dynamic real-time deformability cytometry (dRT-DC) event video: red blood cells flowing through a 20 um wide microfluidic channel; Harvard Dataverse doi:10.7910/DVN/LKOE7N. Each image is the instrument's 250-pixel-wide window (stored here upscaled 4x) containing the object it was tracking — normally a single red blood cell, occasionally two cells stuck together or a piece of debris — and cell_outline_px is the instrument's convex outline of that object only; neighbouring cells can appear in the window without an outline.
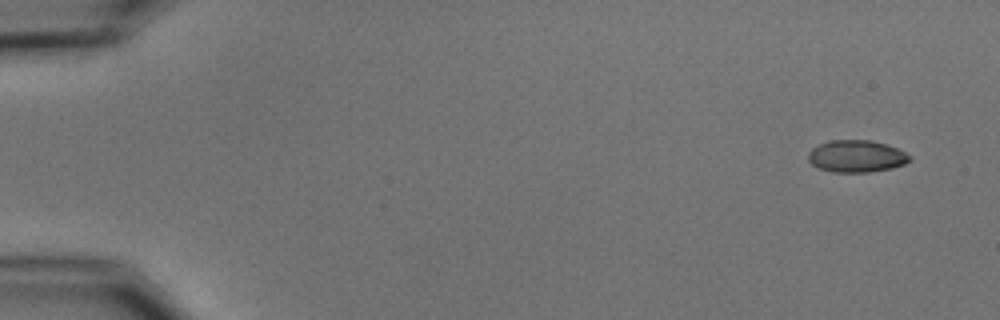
{"species": "common noctule bat (a hibernating species)", "species_latin": "Nyctalus noctula", "temperature_condition": "cold", "stored_images_in_passage": 5, "camera_frame_rate_fps": 3000, "um_per_image_px": 0.085, "animal": {"sex": "male", "body_mass_g": 15.6}, "frame": {"image": 1, "passage_image": 1, "time_ms": 0.0, "image_size_px": [1000, 320], "cell_outline_px": [[912, 160], [904, 164], [892, 168], [868, 172], [832, 172], [820, 168], [812, 164], [808, 160], [808, 152], [812, 148], [828, 140], [872, 140], [896, 148], [912, 156]], "centroid_in_image_um": [72.8, 13.28], "position_along_channel_um": 12.2, "area_um2": 18.96}}
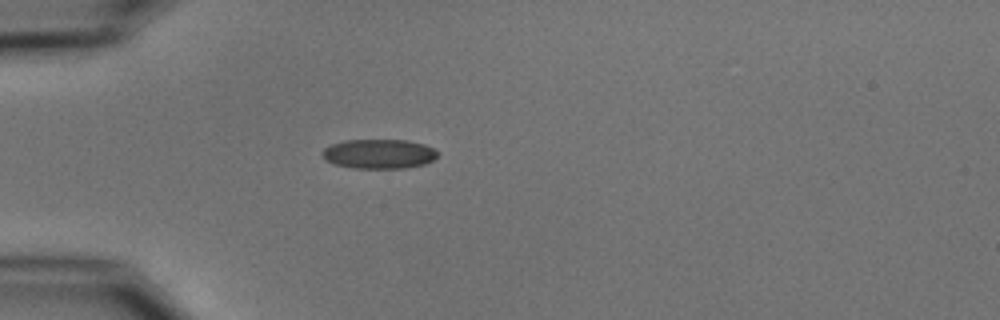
{"frame": {"image": 2, "passage_image": 4, "time_ms": 4.333, "image_size_px": [1000, 320], "cell_outline_px": [[440, 152], [432, 160], [424, 164], [404, 168], [356, 168], [336, 164], [324, 160], [320, 152], [324, 148], [332, 144], [344, 140], [404, 140], [424, 144]], "centroid_in_image_um": [32.18, 13.07], "position_along_channel_um": 52.8, "area_um2": 19.77}}